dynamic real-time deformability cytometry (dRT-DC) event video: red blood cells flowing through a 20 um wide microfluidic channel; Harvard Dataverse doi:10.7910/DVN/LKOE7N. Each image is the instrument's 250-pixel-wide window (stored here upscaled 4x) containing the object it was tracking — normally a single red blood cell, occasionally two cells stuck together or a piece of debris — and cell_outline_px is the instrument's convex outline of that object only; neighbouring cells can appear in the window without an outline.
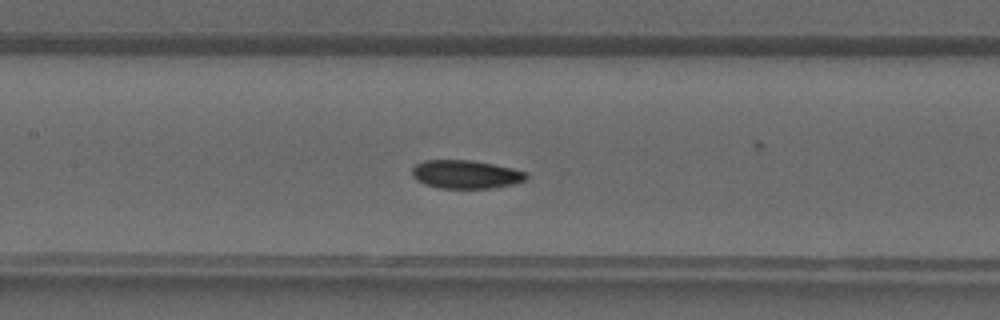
{"species": "common noctule bat (a hibernating species)", "species_latin": "Nyctalus noctula", "temperature_condition": "warm", "stored_images_in_passage": 37, "camera_frame_rate_fps": 3000, "um_per_image_px": 0.085, "animal": {"sex": "male", "forearm_length_mm": 52.5}, "frame": {"image": 1, "passage_image": 18, "time_ms": 5.667, "image_size_px": [1000, 320], "cell_outline_px": [[528, 176], [524, 180], [516, 184], [492, 188], [440, 188], [424, 184], [416, 180], [412, 176], [412, 168], [416, 164], [424, 160], [472, 160], [512, 168], [528, 172]], "centroid_in_image_um": [39.59, 14.82], "position_along_channel_um": 167.8, "area_um2": 19.02}}
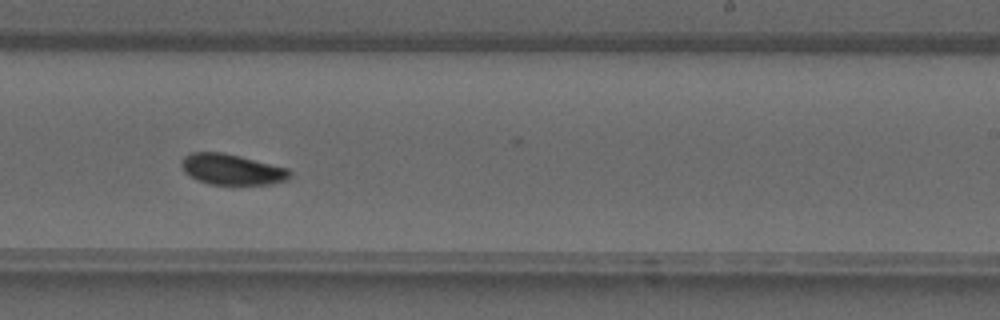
{"frame": {"image": 2, "passage_image": 24, "time_ms": 7.667, "image_size_px": [1000, 320], "cell_outline_px": [[292, 176], [288, 180], [272, 184], [208, 184], [196, 180], [184, 172], [180, 164], [184, 156], [192, 152], [224, 152], [288, 168], [292, 172]], "centroid_in_image_um": [19.71, 14.4], "position_along_channel_um": 269.3, "area_um2": 19.59}}
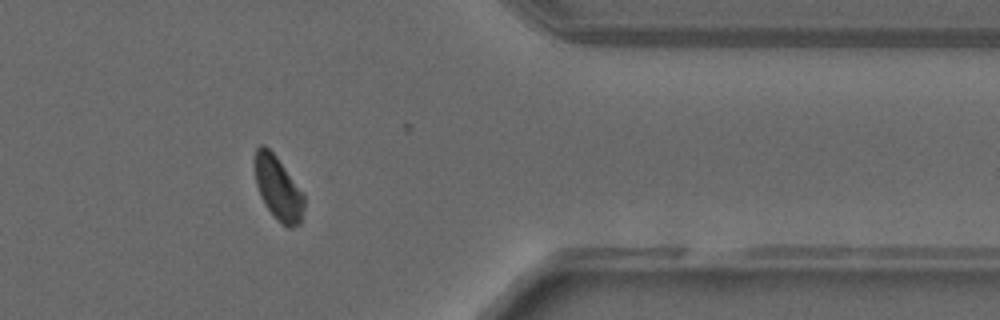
{"frame": {"image": 3, "passage_image": 32, "time_ms": 10.333, "image_size_px": [1000, 320], "cell_outline_px": [[304, 208], [300, 224], [292, 228], [288, 228], [276, 220], [264, 204], [260, 196], [256, 184], [256, 148], [260, 144], [264, 144], [276, 156], [304, 192]], "centroid_in_image_um": [23.67, 16.04], "position_along_channel_um": 387.7, "area_um2": 18.38}}